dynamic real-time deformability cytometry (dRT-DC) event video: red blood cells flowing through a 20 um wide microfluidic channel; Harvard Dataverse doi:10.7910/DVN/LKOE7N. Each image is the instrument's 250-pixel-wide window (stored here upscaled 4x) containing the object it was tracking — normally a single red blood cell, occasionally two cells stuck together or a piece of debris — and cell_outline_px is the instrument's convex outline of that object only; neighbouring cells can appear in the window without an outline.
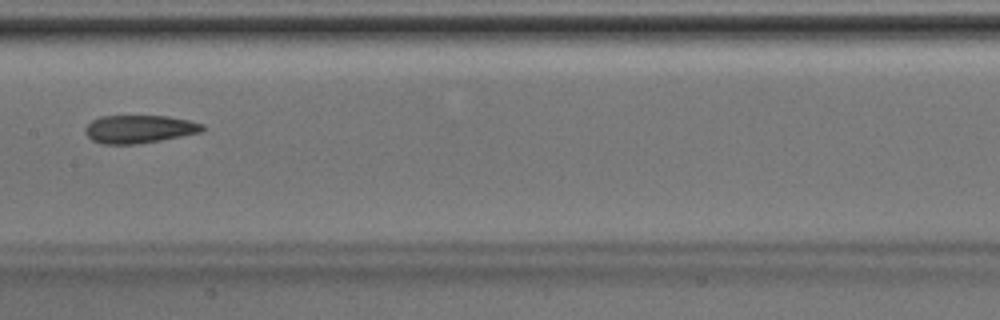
{"species": "Egyptian fruit bat (a non-hibernating species)", "species_latin": "Rousettus aegyptiacus", "temperature_condition": "room temperature", "stored_images_in_passage": 32, "camera_frame_rate_fps": 3000, "um_per_image_px": 0.085, "animal": {"sex": "male"}, "frame": {"image": 1, "passage_image": 10, "time_ms": 3.0, "image_size_px": [1000, 320], "cell_outline_px": [[204, 128], [200, 132], [160, 140], [136, 144], [104, 144], [92, 140], [84, 132], [84, 128], [92, 120], [100, 116], [168, 116], [188, 120], [204, 124]], "centroid_in_image_um": [11.8, 10.96], "position_along_channel_um": 195.6, "area_um2": 19.02}}